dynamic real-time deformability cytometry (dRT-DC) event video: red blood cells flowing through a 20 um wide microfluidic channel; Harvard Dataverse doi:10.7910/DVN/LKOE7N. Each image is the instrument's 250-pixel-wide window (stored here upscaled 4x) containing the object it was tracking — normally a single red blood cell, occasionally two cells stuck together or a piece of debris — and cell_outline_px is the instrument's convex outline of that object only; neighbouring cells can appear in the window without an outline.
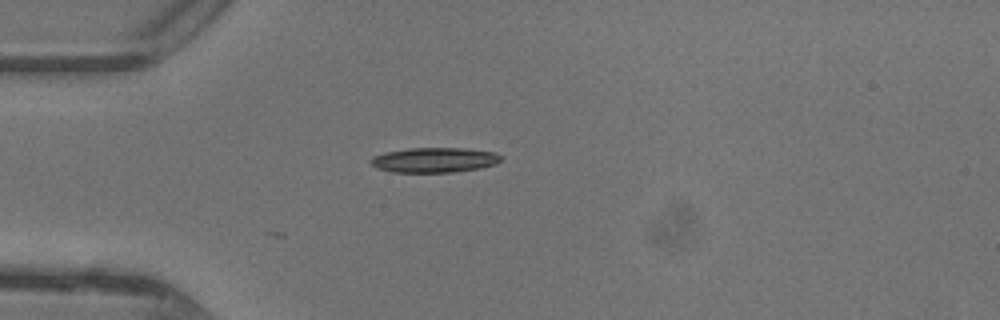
{"species": "common noctule bat (a hibernating species)", "species_latin": "Nyctalus noctula", "temperature_condition": "warm", "stored_images_in_passage": 35, "camera_frame_rate_fps": 3000, "um_per_image_px": 0.085, "animal": {"sex": "female"}, "frame": {"image": 1, "passage_image": 1, "time_ms": 0.0, "image_size_px": [1000, 320], "cell_outline_px": [[500, 160], [496, 164], [480, 168], [452, 172], [392, 172], [376, 168], [368, 160], [372, 156], [384, 152], [408, 148], [464, 148], [496, 152], [500, 156]], "centroid_in_image_um": [36.88, 13.59], "position_along_channel_um": 48.1, "area_um2": 19.02}}
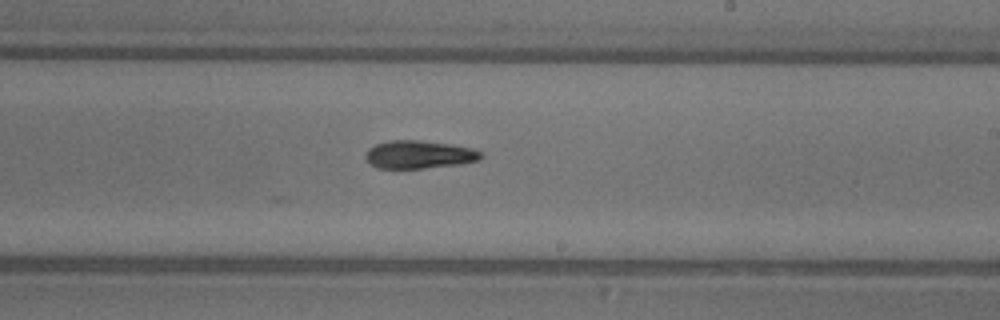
{"frame": {"image": 2, "passage_image": 16, "time_ms": 5.0, "image_size_px": [1000, 320], "cell_outline_px": [[484, 156], [480, 160], [460, 164], [424, 168], [376, 168], [368, 164], [364, 156], [368, 148], [376, 144], [392, 140], [420, 140], [452, 144], [472, 148], [484, 152]], "centroid_in_image_um": [35.63, 13.14], "position_along_channel_um": 253.4, "area_um2": 19.13}}
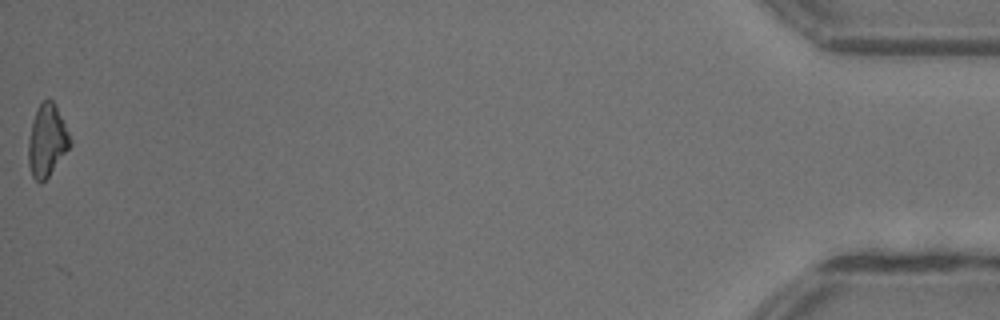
{"frame": {"image": 3, "passage_image": 35, "time_ms": 11.333, "image_size_px": [1000, 320], "cell_outline_px": [[72, 144], [48, 176], [40, 184], [32, 176], [28, 164], [28, 140], [32, 120], [36, 108], [48, 96], [56, 104], [72, 140]], "centroid_in_image_um": [3.99, 11.91], "position_along_channel_um": 431.2, "area_um2": 17.69}, "authors_computed_cell_mechanics": {"area_um2": 18.785, "velocity_mm_per_s": 4.4201, "shape_relaxation_time_tau1_ms": 6.5262, "shape_relaxation_time_tau2_ms": null, "deformation_change_tau1": 0.221, "deformation_change_tau2": null}}